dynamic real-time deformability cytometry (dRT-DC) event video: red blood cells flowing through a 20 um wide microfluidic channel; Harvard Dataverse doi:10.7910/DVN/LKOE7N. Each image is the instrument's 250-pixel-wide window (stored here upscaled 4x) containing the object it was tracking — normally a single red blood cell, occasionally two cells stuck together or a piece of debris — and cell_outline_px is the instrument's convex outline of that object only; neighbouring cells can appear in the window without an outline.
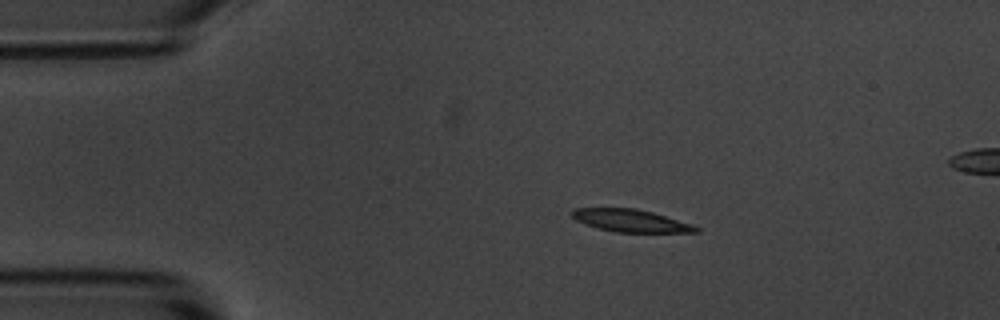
{"species": "common noctule bat (a hibernating species)", "species_latin": "Nyctalus noctula", "temperature_condition": "room temperature", "stored_images_in_passage": 47, "segment_of_instrument_passage": [1, 2], "camera_frame_rate_fps": 3000, "um_per_image_px": 0.085, "animal": {"sex": "male", "body_mass_g": 20.1, "forearm_length_mm": 53.5}, "frame": {"image": 1, "passage_image": 1, "time_ms": 0.0, "image_size_px": [1000, 320], "cell_outline_px": [[700, 232], [616, 232], [600, 228], [576, 220], [568, 212], [572, 208], [636, 208], [652, 212], [692, 224], [700, 228]], "centroid_in_image_um": [53.6, 18.74], "position_along_channel_um": 31.4, "area_um2": 16.13}}
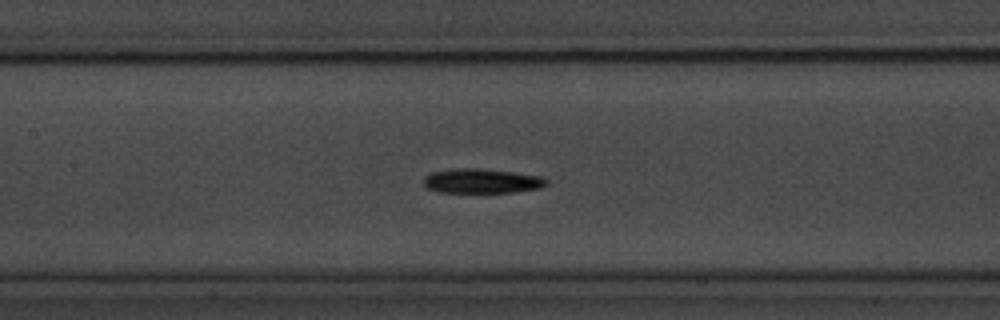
{"frame": {"image": 2, "passage_image": 16, "time_ms": 5.0, "image_size_px": [1000, 320], "cell_outline_px": [[548, 184], [540, 188], [512, 192], [440, 192], [428, 188], [424, 184], [424, 176], [428, 172], [452, 168], [476, 168], [512, 172], [544, 176], [548, 180]], "centroid_in_image_um": [40.94, 15.37], "position_along_channel_um": 166.5, "area_um2": 17.69}}
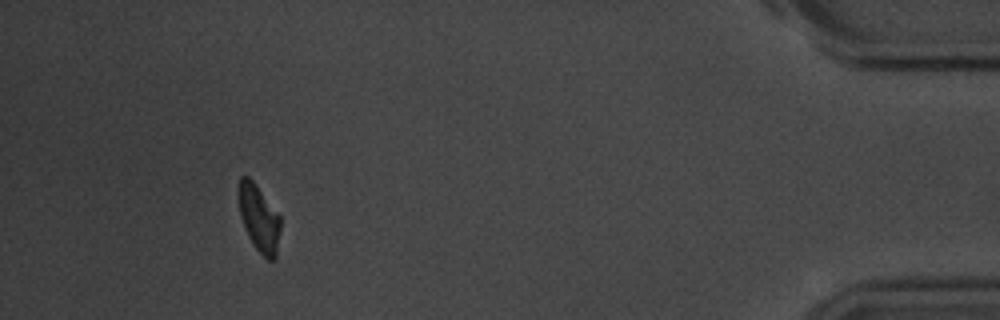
{"frame": {"image": 3, "passage_image": 42, "time_ms": 13.667, "image_size_px": [1000, 320], "cell_outline_px": [[280, 228], [276, 256], [272, 260], [268, 260], [252, 244], [248, 236], [240, 216], [236, 192], [236, 188], [240, 176], [248, 176], [252, 180], [280, 216]], "centroid_in_image_um": [21.96, 18.5], "position_along_channel_um": 413.2, "area_um2": 16.36}}